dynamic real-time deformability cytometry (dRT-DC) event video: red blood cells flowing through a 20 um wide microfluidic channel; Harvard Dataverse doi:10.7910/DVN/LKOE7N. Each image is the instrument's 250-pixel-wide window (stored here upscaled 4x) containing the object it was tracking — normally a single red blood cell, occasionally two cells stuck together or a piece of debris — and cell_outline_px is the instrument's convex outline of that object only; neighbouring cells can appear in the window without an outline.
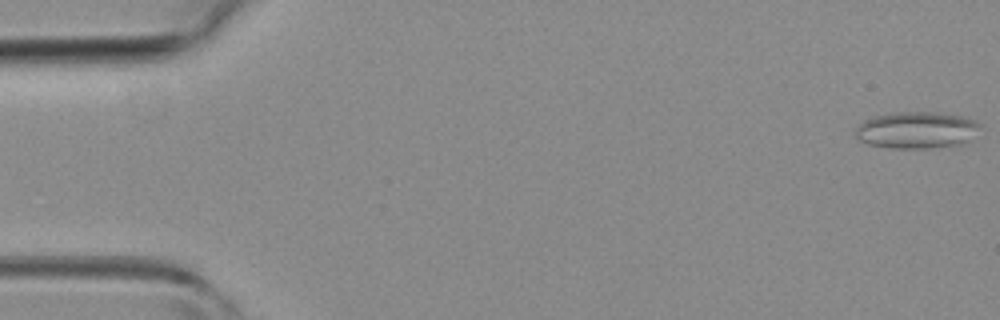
{"species": "common noctule bat (a hibernating species)", "species_latin": "Nyctalus noctula", "temperature_condition": "room temperature", "stored_images_in_passage": 4, "camera_frame_rate_fps": 3000, "um_per_image_px": 0.085, "animal": {"sex": "female", "body_mass_g": 19.3, "forearm_length_mm": 54.1}, "frame": {"image": 1, "passage_image": 1, "time_ms": 0.0, "image_size_px": [1000, 320], "cell_outline_px": [[984, 128], [964, 144], [932, 148], [888, 148], [868, 144], [860, 140], [852, 132], [864, 120], [872, 116], [892, 112], [936, 112], [960, 116], [976, 120], [984, 124]], "centroid_in_image_um": [77.96, 11.05], "position_along_channel_um": 7.0, "area_um2": 27.34}}